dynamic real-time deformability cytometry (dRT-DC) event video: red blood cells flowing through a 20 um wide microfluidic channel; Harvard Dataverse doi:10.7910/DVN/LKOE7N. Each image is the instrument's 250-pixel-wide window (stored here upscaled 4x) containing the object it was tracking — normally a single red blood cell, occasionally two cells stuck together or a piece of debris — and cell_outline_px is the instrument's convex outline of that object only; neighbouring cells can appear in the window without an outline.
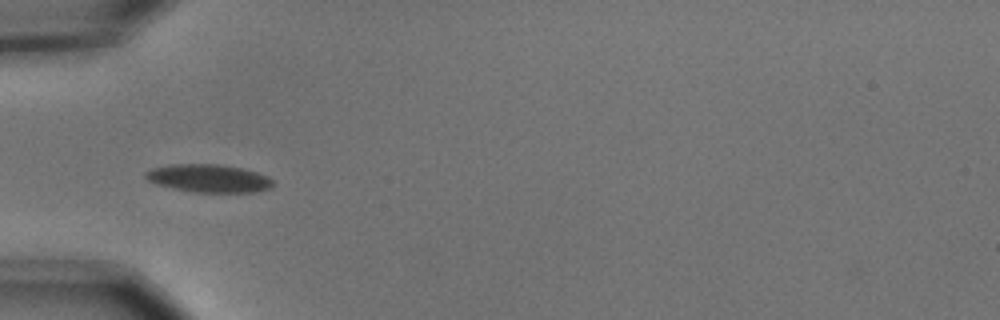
{"species": "common noctule bat (a hibernating species)", "species_latin": "Nyctalus noctula", "temperature_condition": "cold", "stored_images_in_passage": 9, "camera_frame_rate_fps": 3000, "um_per_image_px": 0.085, "animal": {"sex": "male", "body_mass_g": 15.6}, "frame": {"image": 1, "passage_image": 5, "time_ms": 1.333, "image_size_px": [1000, 320], "cell_outline_px": [[272, 188], [252, 192], [192, 192], [156, 184], [148, 180], [144, 176], [144, 172], [152, 168], [172, 164], [216, 164], [240, 168], [256, 172], [268, 176], [272, 180]], "centroid_in_image_um": [17.72, 15.16], "position_along_channel_um": 67.3, "area_um2": 20.63}}
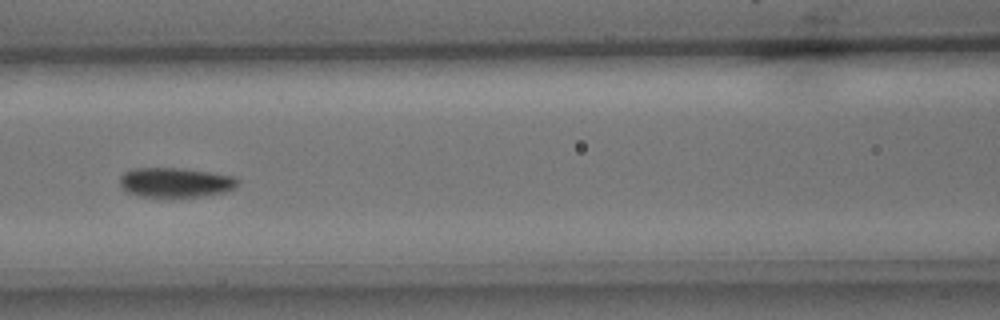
{"frame": {"image": 2, "passage_image": 7, "time_ms": 2.0, "image_size_px": [1000, 320], "cell_outline_px": [[240, 180], [232, 188], [224, 192], [200, 196], [172, 200], [140, 196], [124, 192], [120, 184], [120, 176], [124, 172], [132, 168], [184, 168], [232, 176]], "centroid_in_image_um": [14.83, 15.55], "position_along_channel_um": 151.8, "area_um2": 21.04}}
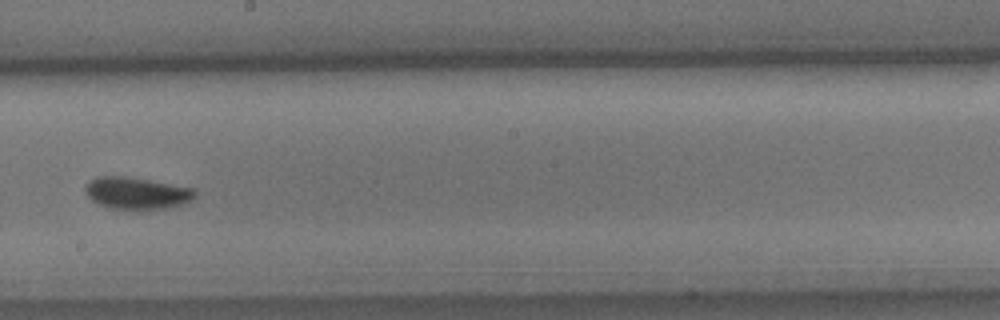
{"frame": {"image": 3, "passage_image": 9, "time_ms": 2.667, "image_size_px": [1000, 320], "cell_outline_px": [[196, 196], [192, 200], [184, 204], [168, 208], [140, 212], [132, 212], [112, 208], [100, 204], [92, 200], [84, 192], [84, 184], [96, 176], [128, 176], [196, 188]], "centroid_in_image_um": [11.64, 16.44], "position_along_channel_um": 236.6, "area_um2": 21.44}}